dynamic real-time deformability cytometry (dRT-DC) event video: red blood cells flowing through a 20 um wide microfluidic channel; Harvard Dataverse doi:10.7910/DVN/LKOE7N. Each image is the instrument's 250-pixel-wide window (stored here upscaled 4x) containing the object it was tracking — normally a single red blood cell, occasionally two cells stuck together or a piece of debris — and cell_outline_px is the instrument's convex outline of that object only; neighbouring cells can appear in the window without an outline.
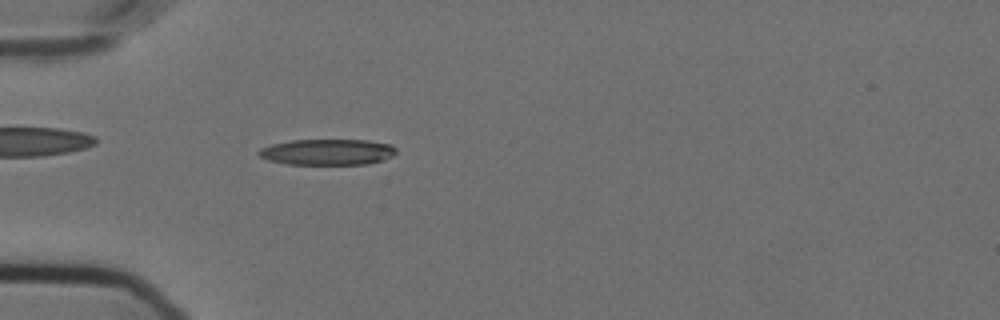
{"species": "Egyptian fruit bat (a non-hibernating species)", "species_latin": "Rousettus aegyptiacus", "temperature_condition": "cold", "stored_images_in_passage": 50, "camera_frame_rate_fps": 3000, "um_per_image_px": 0.085, "animal": {"sex": "female"}, "frame": {"image": 1, "passage_image": 11, "time_ms": 3.333, "image_size_px": [1000, 320], "cell_outline_px": [[396, 152], [392, 156], [384, 160], [368, 164], [288, 164], [268, 160], [260, 156], [256, 152], [260, 148], [272, 144], [292, 140], [368, 140], [392, 144], [396, 148]], "centroid_in_image_um": [27.86, 12.92], "position_along_channel_um": 57.1, "area_um2": 20.87}}
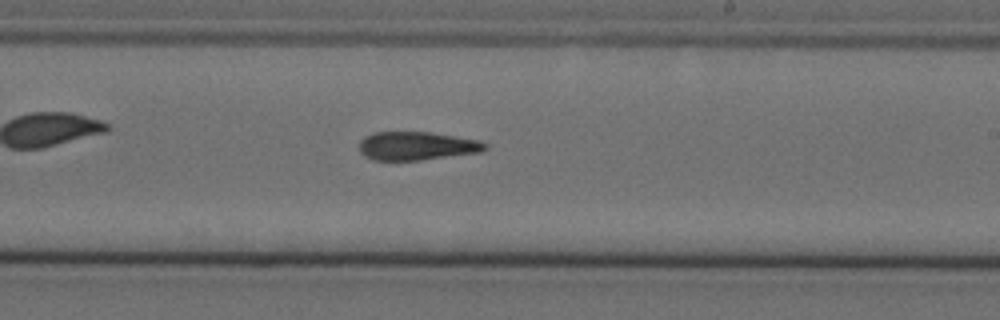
{"frame": {"image": 2, "passage_image": 28, "time_ms": 9.0, "image_size_px": [1000, 320], "cell_outline_px": [[488, 148], [480, 152], [420, 160], [372, 160], [364, 156], [360, 152], [360, 140], [364, 136], [376, 132], [428, 132], [480, 140], [488, 144]], "centroid_in_image_um": [35.42, 12.4], "position_along_channel_um": 253.6, "area_um2": 20.87}}
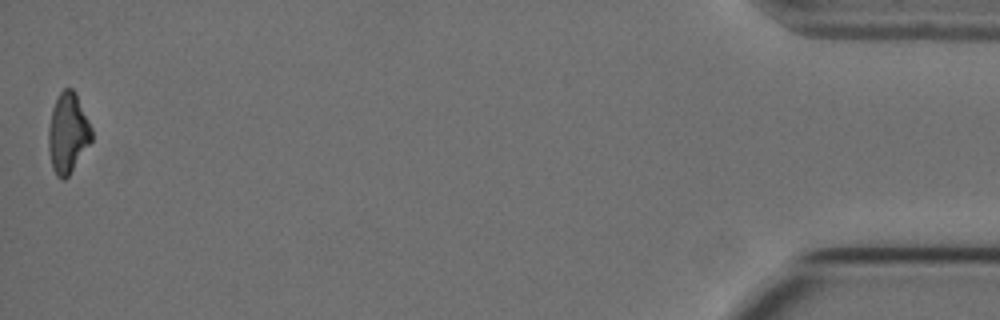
{"frame": {"image": 3, "passage_image": 50, "time_ms": 16.333, "image_size_px": [1000, 320], "cell_outline_px": [[92, 140], [68, 176], [64, 180], [60, 180], [56, 176], [52, 168], [48, 148], [48, 128], [52, 108], [60, 92], [64, 88], [72, 88], [76, 92], [92, 128]], "centroid_in_image_um": [5.76, 11.31], "position_along_channel_um": 429.4, "area_um2": 20.23}, "authors_computed_cell_mechanics": {"area_um2": 21.1548, "velocity_mm_per_s": 3.593, "shape_relaxation_time_tau1_ms": null, "shape_relaxation_time_tau2_ms": 5.8349, "deformation_change_tau1": null, "deformation_change_tau2": 0.1729}}